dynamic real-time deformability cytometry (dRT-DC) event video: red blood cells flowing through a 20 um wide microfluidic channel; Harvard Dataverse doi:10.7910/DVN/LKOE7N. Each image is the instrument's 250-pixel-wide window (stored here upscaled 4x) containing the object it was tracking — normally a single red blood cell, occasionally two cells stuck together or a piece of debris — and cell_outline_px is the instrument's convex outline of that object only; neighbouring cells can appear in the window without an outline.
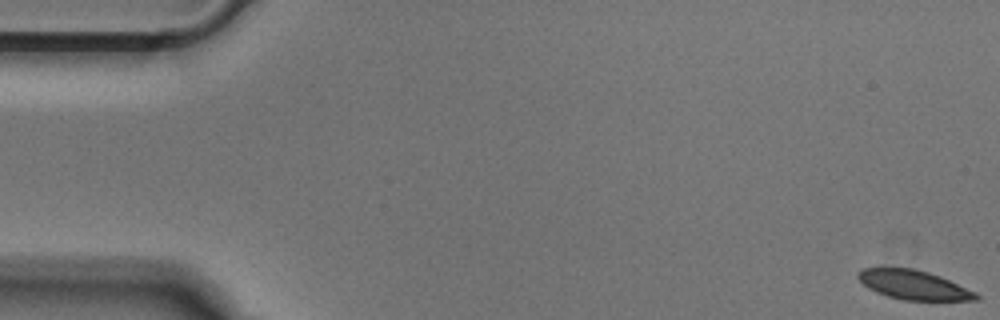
{"species": "Egyptian fruit bat (a non-hibernating species)", "species_latin": "Rousettus aegyptiacus", "temperature_condition": "cold", "stored_images_in_passage": 53, "camera_frame_rate_fps": 3000, "um_per_image_px": 0.085, "animal": {"sex": "male"}, "frame": {"image": 1, "passage_image": 1, "time_ms": 0.0, "image_size_px": [1000, 320], "cell_outline_px": [[980, 300], [904, 300], [888, 296], [876, 292], [868, 288], [856, 276], [856, 272], [864, 268], [912, 268], [928, 272], [940, 276], [976, 292], [980, 296]], "centroid_in_image_um": [77.66, 24.22], "position_along_channel_um": 7.3, "area_um2": 20.0}}
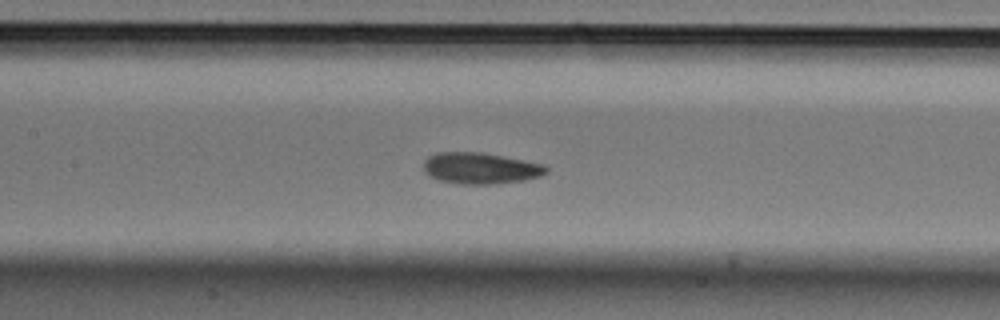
{"frame": {"image": 2, "passage_image": 24, "time_ms": 7.667, "image_size_px": [1000, 320], "cell_outline_px": [[548, 172], [540, 176], [524, 180], [492, 184], [460, 184], [440, 180], [428, 176], [424, 172], [424, 160], [428, 156], [436, 152], [480, 152], [524, 160], [544, 164], [548, 168]], "centroid_in_image_um": [40.82, 14.3], "position_along_channel_um": 166.6, "area_um2": 22.43}}
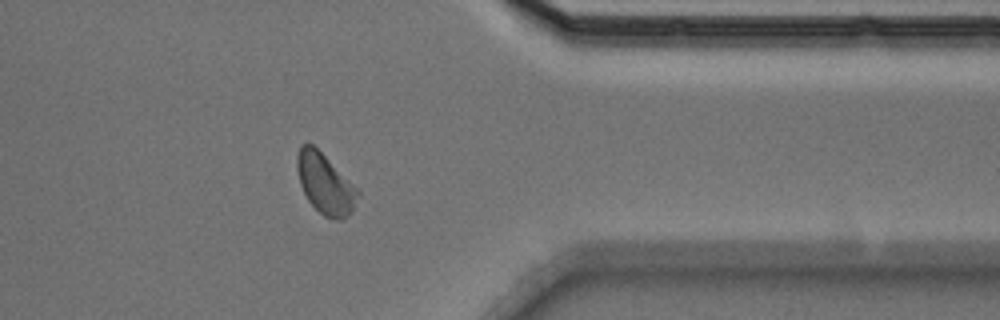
{"frame": {"image": 3, "passage_image": 42, "time_ms": 13.667, "image_size_px": [1000, 320], "cell_outline_px": [[360, 196], [352, 212], [340, 220], [332, 220], [324, 216], [308, 200], [300, 184], [296, 168], [296, 156], [300, 144], [312, 144], [360, 192]], "centroid_in_image_um": [27.62, 15.65], "position_along_channel_um": 383.8, "area_um2": 20.98}}